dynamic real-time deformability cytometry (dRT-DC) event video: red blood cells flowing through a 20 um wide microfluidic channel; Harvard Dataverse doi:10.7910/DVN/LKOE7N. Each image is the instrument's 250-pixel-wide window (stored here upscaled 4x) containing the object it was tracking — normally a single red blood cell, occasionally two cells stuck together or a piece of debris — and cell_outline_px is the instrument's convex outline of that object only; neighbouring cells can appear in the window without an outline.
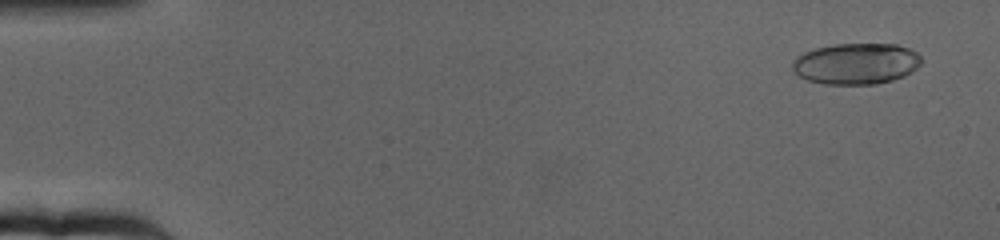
{"species": "human", "species_latin": "Homo sapiens", "temperature_condition": "cold", "stored_images_in_passage": 65, "camera_frame_rate_fps": 3000, "um_per_image_px": 0.085, "donor": {"sex": "female"}, "frame": {"image": 1, "passage_image": 4, "time_ms": 1.0, "image_size_px": [1000, 240], "cell_outline_px": [[920, 64], [912, 72], [904, 76], [892, 80], [876, 84], [824, 84], [808, 80], [800, 76], [792, 68], [792, 60], [796, 56], [804, 52], [816, 48], [832, 44], [896, 44], [908, 48], [916, 52], [920, 56]], "centroid_in_image_um": [72.76, 5.41], "position_along_channel_um": 12.2, "area_um2": 30.92}}
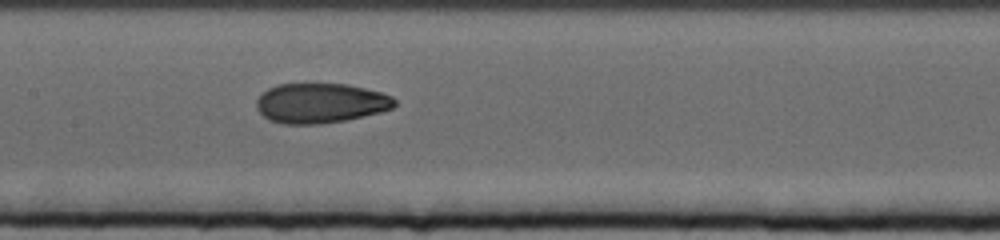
{"frame": {"image": 2, "passage_image": 33, "time_ms": 10.667, "image_size_px": [1000, 240], "cell_outline_px": [[396, 104], [392, 108], [380, 112], [344, 120], [320, 124], [284, 124], [268, 120], [256, 108], [256, 100], [268, 88], [276, 84], [348, 84], [380, 92], [392, 96], [396, 100]], "centroid_in_image_um": [27.23, 8.76], "position_along_channel_um": 180.2, "area_um2": 32.02}}
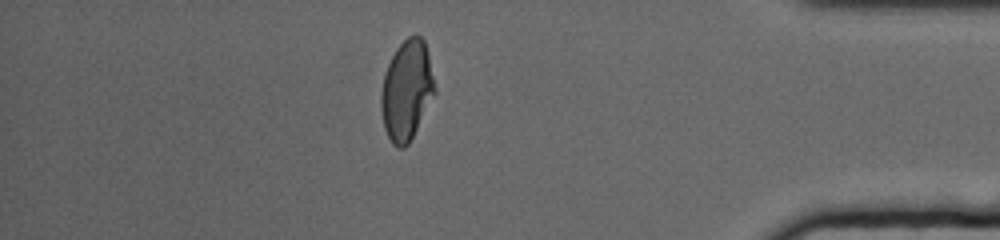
{"frame": {"image": 3, "passage_image": 57, "time_ms": 18.667, "image_size_px": [1000, 240], "cell_outline_px": [[436, 92], [408, 144], [404, 148], [396, 148], [392, 144], [384, 128], [380, 108], [380, 92], [384, 72], [396, 48], [408, 36], [420, 36], [424, 40], [428, 52], [436, 88]], "centroid_in_image_um": [34.55, 7.68], "position_along_channel_um": 400.6, "area_um2": 31.33}, "authors_computed_cell_mechanics": {"area_um2": 31.501, "velocity_mm_per_s": 3.175, "shape_relaxation_time_tau1_ms": 8.8414, "shape_relaxation_time_tau2_ms": 2.3923, "deformation_change_tau1": 0.2245, "deformation_change_tau2": 0.0565}}